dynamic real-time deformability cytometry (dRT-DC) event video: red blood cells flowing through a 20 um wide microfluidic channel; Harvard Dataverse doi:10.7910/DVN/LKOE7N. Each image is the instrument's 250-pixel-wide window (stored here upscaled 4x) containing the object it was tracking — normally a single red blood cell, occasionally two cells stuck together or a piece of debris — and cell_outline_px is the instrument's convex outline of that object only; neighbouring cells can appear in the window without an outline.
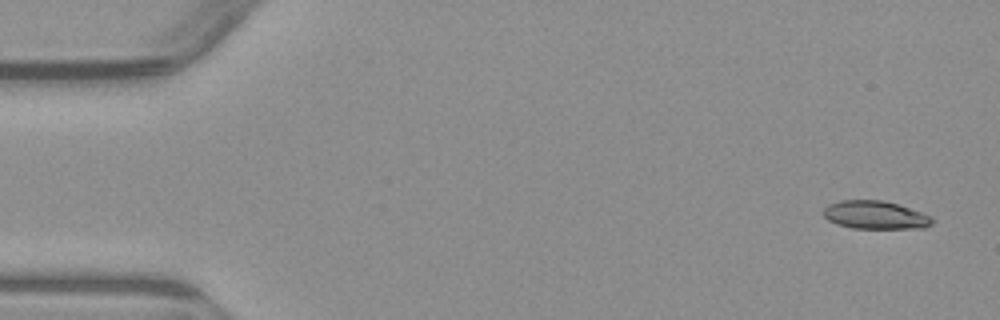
{"species": "common noctule bat (a hibernating species)", "species_latin": "Nyctalus noctula", "temperature_condition": "warm", "stored_images_in_passage": 4, "camera_frame_rate_fps": 3000, "um_per_image_px": 0.085, "animal": {"sex": "male", "body_mass_g": 23.1, "forearm_length_mm": 52.7}, "frame": {"image": 1, "passage_image": 1, "time_ms": 0.0, "image_size_px": [1000, 320], "cell_outline_px": [[936, 220], [932, 224], [924, 228], [852, 228], [836, 224], [828, 220], [824, 216], [824, 208], [828, 204], [840, 200], [880, 200], [896, 204], [932, 216]], "centroid_in_image_um": [74.4, 18.28], "position_along_channel_um": 10.6, "area_um2": 17.8}}
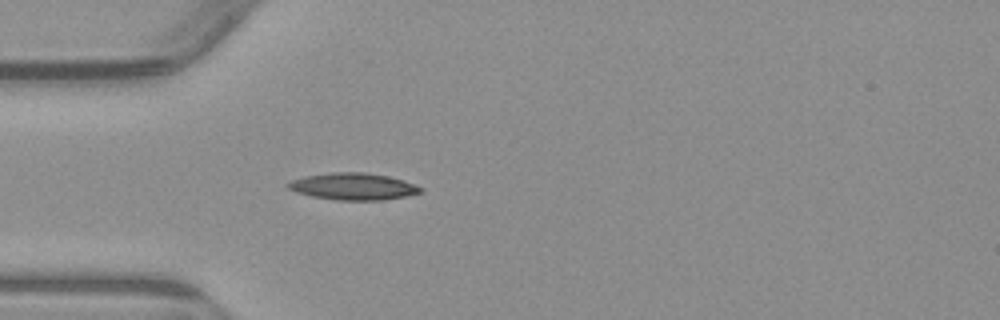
{"frame": {"image": 2, "passage_image": 4, "time_ms": 4.333, "image_size_px": [1000, 320], "cell_outline_px": [[424, 188], [420, 192], [404, 196], [384, 200], [336, 200], [312, 196], [296, 192], [288, 188], [284, 184], [292, 180], [304, 176], [332, 172], [364, 172], [388, 176], [404, 180]], "centroid_in_image_um": [30.0, 15.84], "position_along_channel_um": 55.0, "area_um2": 20.75}}